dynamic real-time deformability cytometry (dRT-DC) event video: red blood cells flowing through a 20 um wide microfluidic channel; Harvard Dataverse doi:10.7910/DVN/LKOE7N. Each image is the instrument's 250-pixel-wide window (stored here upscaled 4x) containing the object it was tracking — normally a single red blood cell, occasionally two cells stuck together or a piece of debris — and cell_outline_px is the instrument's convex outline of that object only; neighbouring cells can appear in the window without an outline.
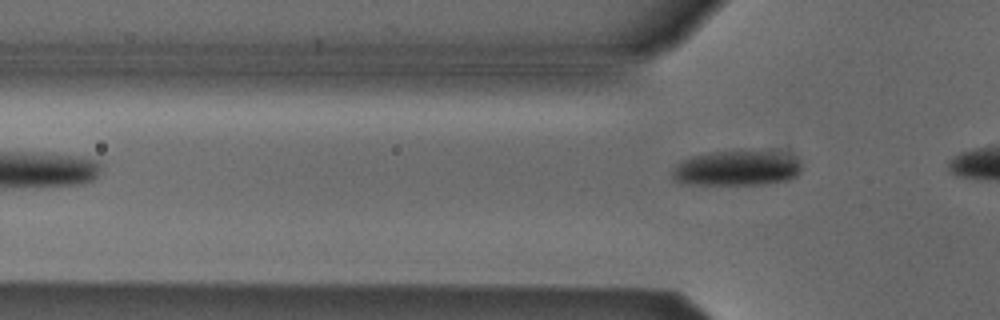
{"species": "Egyptian fruit bat (a non-hibernating species)", "species_latin": "Rousettus aegyptiacus", "temperature_condition": "cold", "stored_images_in_passage": 2, "camera_frame_rate_fps": 3000, "um_per_image_px": 0.085, "animal": {"sex": "male"}, "frame": {"image": 1, "passage_image": 2, "time_ms": 1.333, "image_size_px": [1000, 320], "cell_outline_px": [[800, 172], [796, 176], [788, 180], [764, 184], [680, 184], [672, 180], [672, 168], [680, 160], [692, 156], [712, 152], [780, 152], [796, 156], [800, 160]], "centroid_in_image_um": [62.59, 14.31], "position_along_channel_um": 63.2, "area_um2": 26.59}}